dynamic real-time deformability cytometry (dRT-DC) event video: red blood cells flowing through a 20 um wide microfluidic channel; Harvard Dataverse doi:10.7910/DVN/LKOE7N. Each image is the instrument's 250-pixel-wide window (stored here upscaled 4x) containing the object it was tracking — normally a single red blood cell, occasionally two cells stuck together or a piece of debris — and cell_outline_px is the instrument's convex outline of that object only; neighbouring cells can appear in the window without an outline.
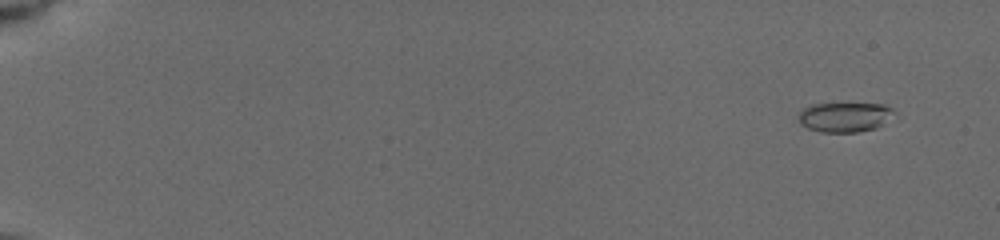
{"species": "common noctule bat (a hibernating species)", "species_latin": "Nyctalus noctula", "temperature_condition": "cold", "stored_images_in_passage": 18, "camera_frame_rate_fps": 3000, "um_per_image_px": 0.085, "animal": {"sex": "female", "body_mass_g": 19.5, "forearm_length_mm": 54.1}, "frame": {"image": 1, "passage_image": 3, "time_ms": 1.0, "image_size_px": [1000, 240], "cell_outline_px": [[896, 112], [876, 128], [856, 132], [820, 132], [808, 128], [800, 124], [800, 112], [804, 108], [812, 104], [884, 104], [892, 108]], "centroid_in_image_um": [71.8, 9.95], "position_along_channel_um": 13.2, "area_um2": 16.3}}
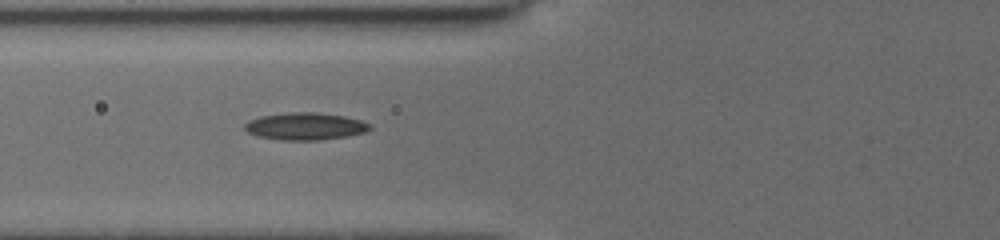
{"frame": {"image": 2, "passage_image": 14, "time_ms": 7.667, "image_size_px": [1000, 240], "cell_outline_px": [[372, 128], [364, 132], [348, 136], [320, 140], [280, 140], [256, 136], [248, 132], [244, 128], [244, 124], [248, 120], [260, 116], [288, 112], [316, 112], [344, 116], [360, 120], [368, 124]], "centroid_in_image_um": [25.9, 10.73], "position_along_channel_um": 99.9, "area_um2": 19.94}}
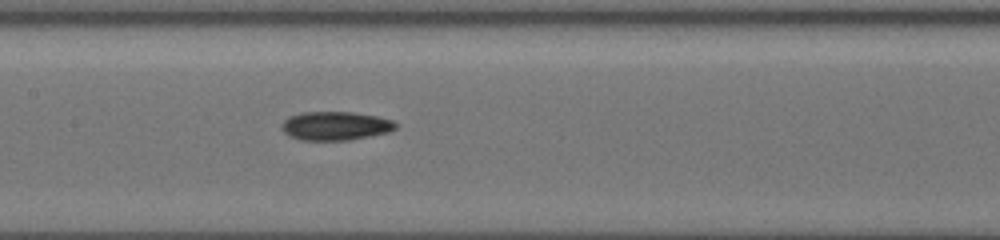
{"frame": {"image": 3, "passage_image": 18, "time_ms": 9.667, "image_size_px": [1000, 240], "cell_outline_px": [[396, 128], [388, 132], [348, 140], [300, 140], [288, 136], [280, 128], [280, 124], [288, 116], [300, 112], [352, 112], [376, 116], [392, 120], [396, 124]], "centroid_in_image_um": [28.44, 10.69], "position_along_channel_um": 179.0, "area_um2": 19.13}}